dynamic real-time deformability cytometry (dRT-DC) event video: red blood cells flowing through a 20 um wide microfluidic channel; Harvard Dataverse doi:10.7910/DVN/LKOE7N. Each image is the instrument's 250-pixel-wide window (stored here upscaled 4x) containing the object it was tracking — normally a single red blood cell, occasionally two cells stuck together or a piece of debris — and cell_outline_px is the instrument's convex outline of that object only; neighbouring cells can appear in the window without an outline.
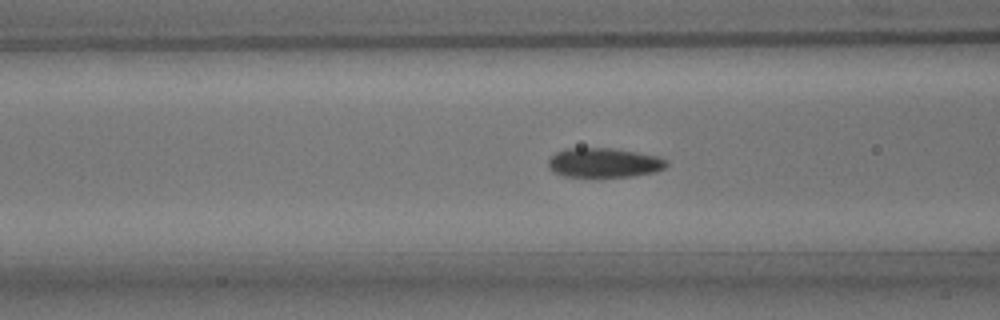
{"species": "common noctule bat (a hibernating species)", "species_latin": "Nyctalus noctula", "temperature_condition": "room temperature", "stored_images_in_passage": 35, "camera_frame_rate_fps": 3000, "um_per_image_px": 0.085, "animal": {"sex": "male", "body_mass_g": 15.6}, "frame": {"image": 1, "passage_image": 7, "time_ms": 2.0, "image_size_px": [1000, 320], "cell_outline_px": [[668, 164], [664, 168], [656, 172], [632, 176], [596, 180], [564, 176], [552, 172], [548, 168], [548, 160], [556, 152], [568, 148], [612, 148], [636, 152], [656, 156], [668, 160]], "centroid_in_image_um": [51.3, 13.88], "position_along_channel_um": 115.3, "area_um2": 21.21}}
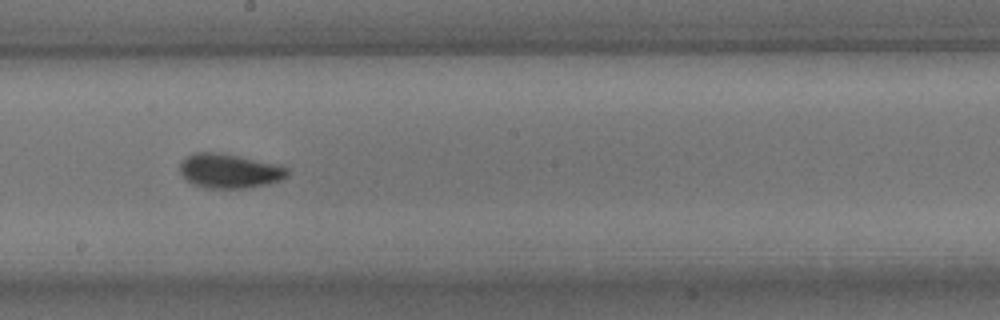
{"frame": {"image": 2, "passage_image": 16, "time_ms": 5.0, "image_size_px": [1000, 320], "cell_outline_px": [[288, 176], [280, 180], [268, 184], [244, 188], [204, 188], [192, 184], [180, 172], [180, 164], [188, 156], [196, 152], [216, 152], [240, 156], [276, 164], [288, 168]], "centroid_in_image_um": [19.51, 14.53], "position_along_channel_um": 228.7, "area_um2": 21.39}}
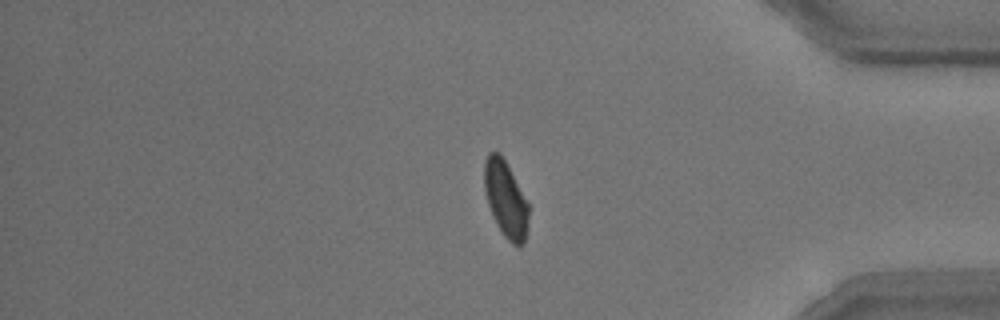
{"frame": {"image": 3, "passage_image": 31, "time_ms": 10.0, "image_size_px": [1000, 320], "cell_outline_px": [[528, 228], [524, 244], [512, 244], [504, 236], [496, 224], [488, 204], [484, 188], [484, 160], [488, 152], [500, 152], [528, 204]], "centroid_in_image_um": [42.96, 16.93], "position_along_channel_um": 392.2, "area_um2": 19.48}, "authors_computed_cell_mechanics": {"area_um2": 20.6924, "velocity_mm_per_s": 3.7786, "shape_relaxation_time_tau1_ms": 2.5257, "shape_relaxation_time_tau2_ms": 1.0431, "deformation_change_tau1": 0.1037, "deformation_change_tau2": 0.0539}}